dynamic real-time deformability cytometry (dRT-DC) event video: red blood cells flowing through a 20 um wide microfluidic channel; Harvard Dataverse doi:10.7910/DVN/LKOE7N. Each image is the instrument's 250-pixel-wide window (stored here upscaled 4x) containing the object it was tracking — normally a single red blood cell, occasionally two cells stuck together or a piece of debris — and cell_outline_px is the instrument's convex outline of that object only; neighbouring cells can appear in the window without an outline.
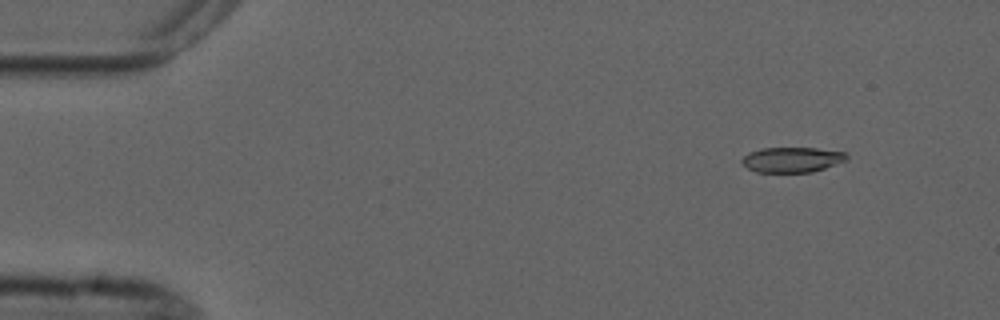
{"species": "common noctule bat (a hibernating species)", "species_latin": "Nyctalus noctula", "temperature_condition": "cold", "stored_images_in_passage": 4, "camera_frame_rate_fps": 3000, "um_per_image_px": 0.085, "animal": {"sex": "male", "forearm_length_mm": 52.5}, "frame": {"image": 1, "passage_image": 2, "time_ms": 1.0, "image_size_px": [1000, 320], "cell_outline_px": [[848, 160], [812, 172], [756, 172], [748, 168], [740, 160], [748, 152], [760, 148], [816, 148], [844, 152], [848, 156]], "centroid_in_image_um": [67.31, 13.57], "position_along_channel_um": 17.7, "area_um2": 15.37}}
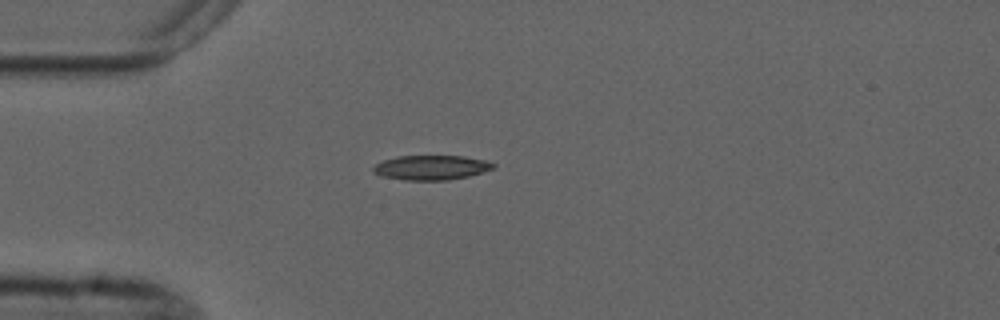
{"frame": {"image": 2, "passage_image": 4, "time_ms": 4.0, "image_size_px": [1000, 320], "cell_outline_px": [[496, 168], [468, 176], [448, 180], [404, 180], [376, 176], [372, 172], [372, 168], [376, 164], [384, 160], [396, 156], [464, 156], [488, 160], [496, 164]], "centroid_in_image_um": [36.64, 14.24], "position_along_channel_um": 48.4, "area_um2": 17.51}}